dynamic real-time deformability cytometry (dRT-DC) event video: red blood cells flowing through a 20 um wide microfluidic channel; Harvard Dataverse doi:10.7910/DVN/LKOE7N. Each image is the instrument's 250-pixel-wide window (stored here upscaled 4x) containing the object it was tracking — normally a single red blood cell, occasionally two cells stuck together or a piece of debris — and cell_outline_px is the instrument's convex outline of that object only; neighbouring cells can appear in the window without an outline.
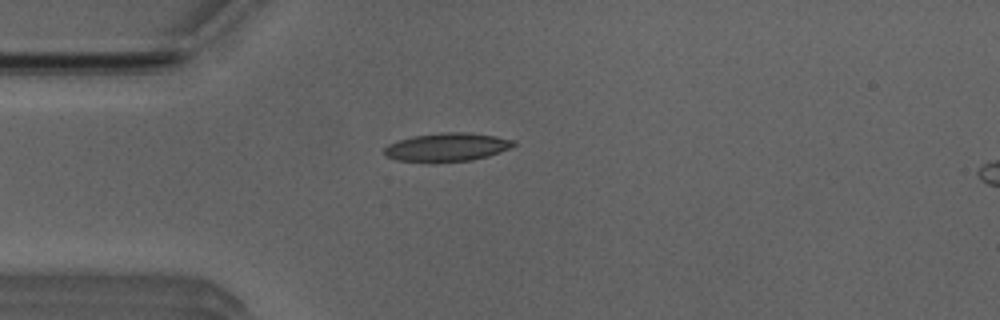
{"species": "Egyptian fruit bat (a non-hibernating species)", "species_latin": "Rousettus aegyptiacus", "temperature_condition": "room temperature", "stored_images_in_passage": 35, "camera_frame_rate_fps": 3000, "um_per_image_px": 0.085, "animal": {"sex": "male"}, "frame": {"image": 1, "passage_image": 5, "time_ms": 1.333, "image_size_px": [1000, 320], "cell_outline_px": [[516, 144], [500, 152], [488, 156], [472, 160], [432, 164], [396, 160], [384, 156], [384, 148], [388, 144], [412, 136], [440, 132], [464, 132], [496, 136], [516, 140]], "centroid_in_image_um": [37.96, 12.53], "position_along_channel_um": 47.0, "area_um2": 21.96}}
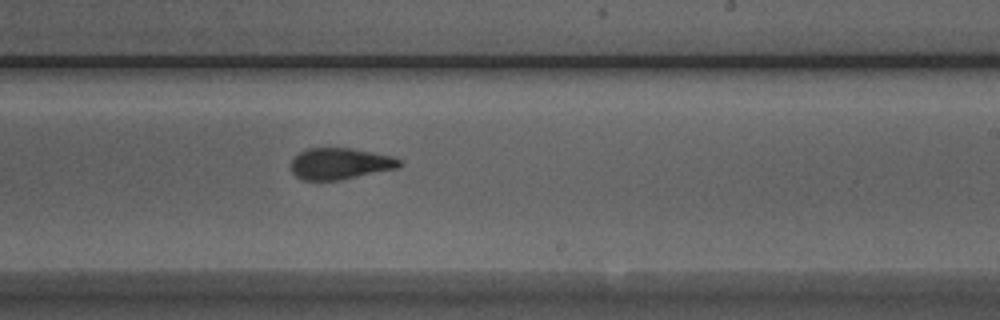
{"frame": {"image": 2, "passage_image": 22, "time_ms": 7.0, "image_size_px": [1000, 320], "cell_outline_px": [[404, 164], [396, 168], [340, 180], [304, 180], [296, 176], [292, 172], [292, 160], [300, 152], [308, 148], [352, 148], [392, 156], [404, 160]], "centroid_in_image_um": [28.94, 13.9], "position_along_channel_um": 260.1, "area_um2": 19.77}}
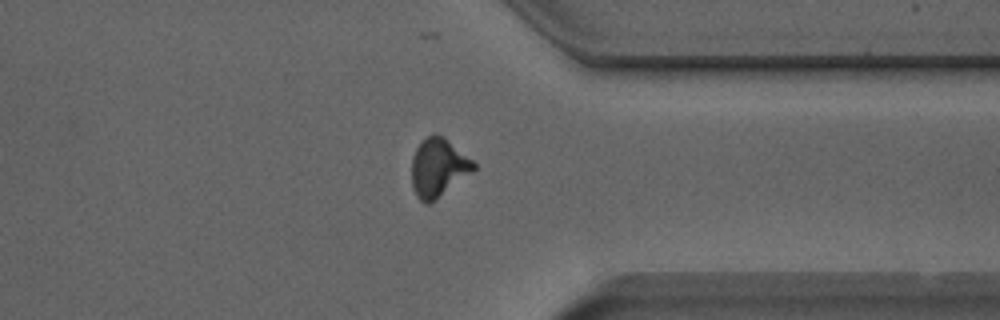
{"frame": {"image": 3, "passage_image": 31, "time_ms": 10.0, "image_size_px": [1000, 320], "cell_outline_px": [[476, 168], [472, 172], [428, 204], [424, 204], [416, 196], [412, 184], [412, 156], [416, 148], [428, 136], [436, 132], [444, 136], [472, 160], [476, 164]], "centroid_in_image_um": [37.24, 14.22], "position_along_channel_um": 374.2, "area_um2": 20.81}, "authors_computed_cell_mechanics": {"area_um2": 20.6346, "velocity_mm_per_s": 3.9849, "shape_relaxation_time_tau1_ms": 3.9082, "shape_relaxation_time_tau2_ms": 1.6377, "deformation_change_tau1": 0.1767, "deformation_change_tau2": 0.11}}